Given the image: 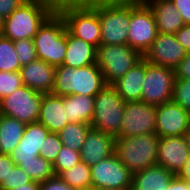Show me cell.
Returning <instances> with one entry per match:
<instances>
[{"instance_id":"obj_16","label":"cell","mask_w":190,"mask_h":190,"mask_svg":"<svg viewBox=\"0 0 190 190\" xmlns=\"http://www.w3.org/2000/svg\"><path fill=\"white\" fill-rule=\"evenodd\" d=\"M190 158L185 136L160 137L157 164L178 175Z\"/></svg>"},{"instance_id":"obj_42","label":"cell","mask_w":190,"mask_h":190,"mask_svg":"<svg viewBox=\"0 0 190 190\" xmlns=\"http://www.w3.org/2000/svg\"><path fill=\"white\" fill-rule=\"evenodd\" d=\"M176 40L182 44L187 53L190 52V25H184L175 34Z\"/></svg>"},{"instance_id":"obj_24","label":"cell","mask_w":190,"mask_h":190,"mask_svg":"<svg viewBox=\"0 0 190 190\" xmlns=\"http://www.w3.org/2000/svg\"><path fill=\"white\" fill-rule=\"evenodd\" d=\"M174 176L172 172L156 164L133 173L131 190H166Z\"/></svg>"},{"instance_id":"obj_7","label":"cell","mask_w":190,"mask_h":190,"mask_svg":"<svg viewBox=\"0 0 190 190\" xmlns=\"http://www.w3.org/2000/svg\"><path fill=\"white\" fill-rule=\"evenodd\" d=\"M125 101L112 84H107L95 96L92 128L114 138L119 134Z\"/></svg>"},{"instance_id":"obj_38","label":"cell","mask_w":190,"mask_h":190,"mask_svg":"<svg viewBox=\"0 0 190 190\" xmlns=\"http://www.w3.org/2000/svg\"><path fill=\"white\" fill-rule=\"evenodd\" d=\"M15 165L9 154L0 153V183L1 181H6L7 175Z\"/></svg>"},{"instance_id":"obj_28","label":"cell","mask_w":190,"mask_h":190,"mask_svg":"<svg viewBox=\"0 0 190 190\" xmlns=\"http://www.w3.org/2000/svg\"><path fill=\"white\" fill-rule=\"evenodd\" d=\"M58 176L68 185L78 190H86L92 187L90 166L82 161L68 170L61 172Z\"/></svg>"},{"instance_id":"obj_39","label":"cell","mask_w":190,"mask_h":190,"mask_svg":"<svg viewBox=\"0 0 190 190\" xmlns=\"http://www.w3.org/2000/svg\"><path fill=\"white\" fill-rule=\"evenodd\" d=\"M171 2L182 16L185 25H190V0H171Z\"/></svg>"},{"instance_id":"obj_5","label":"cell","mask_w":190,"mask_h":190,"mask_svg":"<svg viewBox=\"0 0 190 190\" xmlns=\"http://www.w3.org/2000/svg\"><path fill=\"white\" fill-rule=\"evenodd\" d=\"M101 44L125 45L130 25V0H98Z\"/></svg>"},{"instance_id":"obj_43","label":"cell","mask_w":190,"mask_h":190,"mask_svg":"<svg viewBox=\"0 0 190 190\" xmlns=\"http://www.w3.org/2000/svg\"><path fill=\"white\" fill-rule=\"evenodd\" d=\"M166 190H189V188L186 180L175 175L166 187Z\"/></svg>"},{"instance_id":"obj_19","label":"cell","mask_w":190,"mask_h":190,"mask_svg":"<svg viewBox=\"0 0 190 190\" xmlns=\"http://www.w3.org/2000/svg\"><path fill=\"white\" fill-rule=\"evenodd\" d=\"M23 85L44 94L51 93L55 84L56 67L43 60H36L20 69Z\"/></svg>"},{"instance_id":"obj_8","label":"cell","mask_w":190,"mask_h":190,"mask_svg":"<svg viewBox=\"0 0 190 190\" xmlns=\"http://www.w3.org/2000/svg\"><path fill=\"white\" fill-rule=\"evenodd\" d=\"M157 34L156 20L149 5L144 0H130L127 44L144 56Z\"/></svg>"},{"instance_id":"obj_10","label":"cell","mask_w":190,"mask_h":190,"mask_svg":"<svg viewBox=\"0 0 190 190\" xmlns=\"http://www.w3.org/2000/svg\"><path fill=\"white\" fill-rule=\"evenodd\" d=\"M175 79V69L154 65L145 60L141 101L154 106L172 101Z\"/></svg>"},{"instance_id":"obj_9","label":"cell","mask_w":190,"mask_h":190,"mask_svg":"<svg viewBox=\"0 0 190 190\" xmlns=\"http://www.w3.org/2000/svg\"><path fill=\"white\" fill-rule=\"evenodd\" d=\"M143 56L128 44L103 45L97 47L96 64L107 84H113L124 76Z\"/></svg>"},{"instance_id":"obj_33","label":"cell","mask_w":190,"mask_h":190,"mask_svg":"<svg viewBox=\"0 0 190 190\" xmlns=\"http://www.w3.org/2000/svg\"><path fill=\"white\" fill-rule=\"evenodd\" d=\"M22 85L23 82L19 71H0V99L9 96Z\"/></svg>"},{"instance_id":"obj_48","label":"cell","mask_w":190,"mask_h":190,"mask_svg":"<svg viewBox=\"0 0 190 190\" xmlns=\"http://www.w3.org/2000/svg\"><path fill=\"white\" fill-rule=\"evenodd\" d=\"M86 190H104V189H98V188H94V187H89Z\"/></svg>"},{"instance_id":"obj_12","label":"cell","mask_w":190,"mask_h":190,"mask_svg":"<svg viewBox=\"0 0 190 190\" xmlns=\"http://www.w3.org/2000/svg\"><path fill=\"white\" fill-rule=\"evenodd\" d=\"M92 187L104 190H131L133 174L116 153L90 167Z\"/></svg>"},{"instance_id":"obj_22","label":"cell","mask_w":190,"mask_h":190,"mask_svg":"<svg viewBox=\"0 0 190 190\" xmlns=\"http://www.w3.org/2000/svg\"><path fill=\"white\" fill-rule=\"evenodd\" d=\"M152 10L158 32L175 34L185 23L171 0H144Z\"/></svg>"},{"instance_id":"obj_40","label":"cell","mask_w":190,"mask_h":190,"mask_svg":"<svg viewBox=\"0 0 190 190\" xmlns=\"http://www.w3.org/2000/svg\"><path fill=\"white\" fill-rule=\"evenodd\" d=\"M26 0H0V15L5 19Z\"/></svg>"},{"instance_id":"obj_49","label":"cell","mask_w":190,"mask_h":190,"mask_svg":"<svg viewBox=\"0 0 190 190\" xmlns=\"http://www.w3.org/2000/svg\"><path fill=\"white\" fill-rule=\"evenodd\" d=\"M184 180H186V181H187L188 188H189V190H190V179H184Z\"/></svg>"},{"instance_id":"obj_14","label":"cell","mask_w":190,"mask_h":190,"mask_svg":"<svg viewBox=\"0 0 190 190\" xmlns=\"http://www.w3.org/2000/svg\"><path fill=\"white\" fill-rule=\"evenodd\" d=\"M186 55L187 51L174 34L158 32L143 58L151 64L175 69Z\"/></svg>"},{"instance_id":"obj_35","label":"cell","mask_w":190,"mask_h":190,"mask_svg":"<svg viewBox=\"0 0 190 190\" xmlns=\"http://www.w3.org/2000/svg\"><path fill=\"white\" fill-rule=\"evenodd\" d=\"M172 100L186 111H190V79H175Z\"/></svg>"},{"instance_id":"obj_27","label":"cell","mask_w":190,"mask_h":190,"mask_svg":"<svg viewBox=\"0 0 190 190\" xmlns=\"http://www.w3.org/2000/svg\"><path fill=\"white\" fill-rule=\"evenodd\" d=\"M91 127V124L69 122L57 134L63 146L80 152Z\"/></svg>"},{"instance_id":"obj_17","label":"cell","mask_w":190,"mask_h":190,"mask_svg":"<svg viewBox=\"0 0 190 190\" xmlns=\"http://www.w3.org/2000/svg\"><path fill=\"white\" fill-rule=\"evenodd\" d=\"M113 153H115V138L91 127L80 149L81 161L91 167Z\"/></svg>"},{"instance_id":"obj_26","label":"cell","mask_w":190,"mask_h":190,"mask_svg":"<svg viewBox=\"0 0 190 190\" xmlns=\"http://www.w3.org/2000/svg\"><path fill=\"white\" fill-rule=\"evenodd\" d=\"M25 123L0 114V153L10 154L19 144L25 128Z\"/></svg>"},{"instance_id":"obj_1","label":"cell","mask_w":190,"mask_h":190,"mask_svg":"<svg viewBox=\"0 0 190 190\" xmlns=\"http://www.w3.org/2000/svg\"><path fill=\"white\" fill-rule=\"evenodd\" d=\"M56 11L72 35L96 47L101 44L98 0H57Z\"/></svg>"},{"instance_id":"obj_41","label":"cell","mask_w":190,"mask_h":190,"mask_svg":"<svg viewBox=\"0 0 190 190\" xmlns=\"http://www.w3.org/2000/svg\"><path fill=\"white\" fill-rule=\"evenodd\" d=\"M176 78L190 79V52L175 68Z\"/></svg>"},{"instance_id":"obj_6","label":"cell","mask_w":190,"mask_h":190,"mask_svg":"<svg viewBox=\"0 0 190 190\" xmlns=\"http://www.w3.org/2000/svg\"><path fill=\"white\" fill-rule=\"evenodd\" d=\"M66 29L64 19L55 11L33 37L38 60L55 67L62 65L67 51Z\"/></svg>"},{"instance_id":"obj_2","label":"cell","mask_w":190,"mask_h":190,"mask_svg":"<svg viewBox=\"0 0 190 190\" xmlns=\"http://www.w3.org/2000/svg\"><path fill=\"white\" fill-rule=\"evenodd\" d=\"M57 0H26L4 19L2 36L12 41L33 39L56 11Z\"/></svg>"},{"instance_id":"obj_25","label":"cell","mask_w":190,"mask_h":190,"mask_svg":"<svg viewBox=\"0 0 190 190\" xmlns=\"http://www.w3.org/2000/svg\"><path fill=\"white\" fill-rule=\"evenodd\" d=\"M95 97L85 95L63 96V110L69 122L91 124Z\"/></svg>"},{"instance_id":"obj_20","label":"cell","mask_w":190,"mask_h":190,"mask_svg":"<svg viewBox=\"0 0 190 190\" xmlns=\"http://www.w3.org/2000/svg\"><path fill=\"white\" fill-rule=\"evenodd\" d=\"M66 54L62 65L73 68L96 64L97 47L77 38L66 29Z\"/></svg>"},{"instance_id":"obj_34","label":"cell","mask_w":190,"mask_h":190,"mask_svg":"<svg viewBox=\"0 0 190 190\" xmlns=\"http://www.w3.org/2000/svg\"><path fill=\"white\" fill-rule=\"evenodd\" d=\"M13 44L21 67L37 60L33 39H20L13 41Z\"/></svg>"},{"instance_id":"obj_46","label":"cell","mask_w":190,"mask_h":190,"mask_svg":"<svg viewBox=\"0 0 190 190\" xmlns=\"http://www.w3.org/2000/svg\"><path fill=\"white\" fill-rule=\"evenodd\" d=\"M184 136L187 142L188 150L190 152V129L187 131V133Z\"/></svg>"},{"instance_id":"obj_29","label":"cell","mask_w":190,"mask_h":190,"mask_svg":"<svg viewBox=\"0 0 190 190\" xmlns=\"http://www.w3.org/2000/svg\"><path fill=\"white\" fill-rule=\"evenodd\" d=\"M18 166L36 182H44L55 175L53 164L39 155L33 160L21 161Z\"/></svg>"},{"instance_id":"obj_45","label":"cell","mask_w":190,"mask_h":190,"mask_svg":"<svg viewBox=\"0 0 190 190\" xmlns=\"http://www.w3.org/2000/svg\"><path fill=\"white\" fill-rule=\"evenodd\" d=\"M177 176L181 179H190V158Z\"/></svg>"},{"instance_id":"obj_11","label":"cell","mask_w":190,"mask_h":190,"mask_svg":"<svg viewBox=\"0 0 190 190\" xmlns=\"http://www.w3.org/2000/svg\"><path fill=\"white\" fill-rule=\"evenodd\" d=\"M44 93L22 85L9 96L0 99V114L25 124L38 121Z\"/></svg>"},{"instance_id":"obj_37","label":"cell","mask_w":190,"mask_h":190,"mask_svg":"<svg viewBox=\"0 0 190 190\" xmlns=\"http://www.w3.org/2000/svg\"><path fill=\"white\" fill-rule=\"evenodd\" d=\"M40 190H78L68 185L58 175H54L50 179L40 182Z\"/></svg>"},{"instance_id":"obj_23","label":"cell","mask_w":190,"mask_h":190,"mask_svg":"<svg viewBox=\"0 0 190 190\" xmlns=\"http://www.w3.org/2000/svg\"><path fill=\"white\" fill-rule=\"evenodd\" d=\"M145 77V59L137 62L124 76L112 85L125 102L141 101L142 84Z\"/></svg>"},{"instance_id":"obj_32","label":"cell","mask_w":190,"mask_h":190,"mask_svg":"<svg viewBox=\"0 0 190 190\" xmlns=\"http://www.w3.org/2000/svg\"><path fill=\"white\" fill-rule=\"evenodd\" d=\"M63 144L57 133L50 132L46 139H44L43 145L40 146L39 156L46 159L51 164H54L58 153L62 149Z\"/></svg>"},{"instance_id":"obj_4","label":"cell","mask_w":190,"mask_h":190,"mask_svg":"<svg viewBox=\"0 0 190 190\" xmlns=\"http://www.w3.org/2000/svg\"><path fill=\"white\" fill-rule=\"evenodd\" d=\"M159 139L156 133L115 138V153L133 174L157 164Z\"/></svg>"},{"instance_id":"obj_31","label":"cell","mask_w":190,"mask_h":190,"mask_svg":"<svg viewBox=\"0 0 190 190\" xmlns=\"http://www.w3.org/2000/svg\"><path fill=\"white\" fill-rule=\"evenodd\" d=\"M81 161L80 152L63 146L57 155V158L53 164V170L55 175H59L61 172L68 170Z\"/></svg>"},{"instance_id":"obj_30","label":"cell","mask_w":190,"mask_h":190,"mask_svg":"<svg viewBox=\"0 0 190 190\" xmlns=\"http://www.w3.org/2000/svg\"><path fill=\"white\" fill-rule=\"evenodd\" d=\"M20 60L15 51L13 41L0 35V71H20Z\"/></svg>"},{"instance_id":"obj_13","label":"cell","mask_w":190,"mask_h":190,"mask_svg":"<svg viewBox=\"0 0 190 190\" xmlns=\"http://www.w3.org/2000/svg\"><path fill=\"white\" fill-rule=\"evenodd\" d=\"M156 106L142 102H125L119 134L115 138H126L155 133Z\"/></svg>"},{"instance_id":"obj_3","label":"cell","mask_w":190,"mask_h":190,"mask_svg":"<svg viewBox=\"0 0 190 190\" xmlns=\"http://www.w3.org/2000/svg\"><path fill=\"white\" fill-rule=\"evenodd\" d=\"M107 85L97 64L73 68L56 66L55 84L51 92L57 96H96Z\"/></svg>"},{"instance_id":"obj_18","label":"cell","mask_w":190,"mask_h":190,"mask_svg":"<svg viewBox=\"0 0 190 190\" xmlns=\"http://www.w3.org/2000/svg\"><path fill=\"white\" fill-rule=\"evenodd\" d=\"M50 131L41 123L35 122L26 125L24 134L18 146L9 154L16 165L21 161L33 160L40 154V146Z\"/></svg>"},{"instance_id":"obj_50","label":"cell","mask_w":190,"mask_h":190,"mask_svg":"<svg viewBox=\"0 0 190 190\" xmlns=\"http://www.w3.org/2000/svg\"><path fill=\"white\" fill-rule=\"evenodd\" d=\"M189 125H190V111H188Z\"/></svg>"},{"instance_id":"obj_36","label":"cell","mask_w":190,"mask_h":190,"mask_svg":"<svg viewBox=\"0 0 190 190\" xmlns=\"http://www.w3.org/2000/svg\"><path fill=\"white\" fill-rule=\"evenodd\" d=\"M32 182V179L18 165H15L6 177V181H1V190H12L24 184Z\"/></svg>"},{"instance_id":"obj_44","label":"cell","mask_w":190,"mask_h":190,"mask_svg":"<svg viewBox=\"0 0 190 190\" xmlns=\"http://www.w3.org/2000/svg\"><path fill=\"white\" fill-rule=\"evenodd\" d=\"M12 190H40V182L32 181Z\"/></svg>"},{"instance_id":"obj_21","label":"cell","mask_w":190,"mask_h":190,"mask_svg":"<svg viewBox=\"0 0 190 190\" xmlns=\"http://www.w3.org/2000/svg\"><path fill=\"white\" fill-rule=\"evenodd\" d=\"M63 97L52 93L43 94L38 121L50 132L58 133L69 121L65 118Z\"/></svg>"},{"instance_id":"obj_47","label":"cell","mask_w":190,"mask_h":190,"mask_svg":"<svg viewBox=\"0 0 190 190\" xmlns=\"http://www.w3.org/2000/svg\"><path fill=\"white\" fill-rule=\"evenodd\" d=\"M3 23H4V18L0 15V35L2 34Z\"/></svg>"},{"instance_id":"obj_15","label":"cell","mask_w":190,"mask_h":190,"mask_svg":"<svg viewBox=\"0 0 190 190\" xmlns=\"http://www.w3.org/2000/svg\"><path fill=\"white\" fill-rule=\"evenodd\" d=\"M190 129L188 111L173 100L156 106V129L159 137L184 136Z\"/></svg>"}]
</instances>
